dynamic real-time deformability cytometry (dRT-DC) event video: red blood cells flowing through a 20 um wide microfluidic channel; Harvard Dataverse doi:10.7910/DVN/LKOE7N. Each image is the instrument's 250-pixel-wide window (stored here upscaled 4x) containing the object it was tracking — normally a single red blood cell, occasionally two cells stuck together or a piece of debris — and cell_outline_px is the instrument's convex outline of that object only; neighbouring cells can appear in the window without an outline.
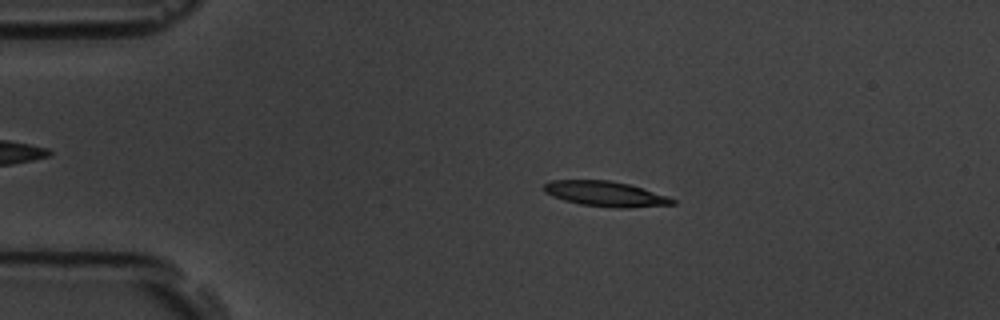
{"species": "common noctule bat (a hibernating species)", "species_latin": "Nyctalus noctula", "temperature_condition": "room temperature", "stored_images_in_passage": 53, "camera_frame_rate_fps": 3000, "um_per_image_px": 0.085, "animal": {"sex": "male", "body_mass_g": 19.5, "forearm_length_mm": 54.6}, "frame": {"image": 1, "passage_image": 10, "time_ms": 3.0, "image_size_px": [1000, 320], "cell_outline_px": [[676, 204], [628, 208], [620, 208], [580, 204], [564, 200], [552, 196], [544, 192], [544, 184], [552, 180], [608, 180], [628, 184], [668, 196], [676, 200]], "centroid_in_image_um": [51.47, 16.48], "position_along_channel_um": 33.5, "area_um2": 18.73}}
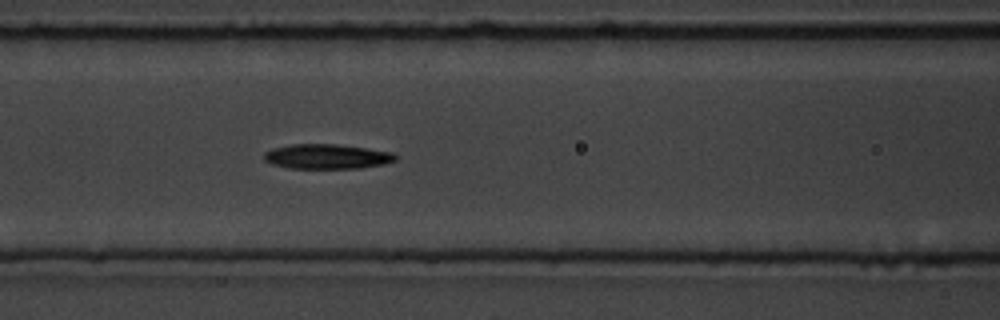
{"frame": {"image": 2, "passage_image": 22, "time_ms": 7.0, "image_size_px": [1000, 320], "cell_outline_px": [[400, 156], [396, 160], [384, 164], [360, 168], [292, 168], [272, 164], [264, 160], [264, 152], [272, 148], [292, 144], [336, 144], [368, 148], [392, 152]], "centroid_in_image_um": [27.82, 13.3], "position_along_channel_um": 138.8, "area_um2": 19.07}}
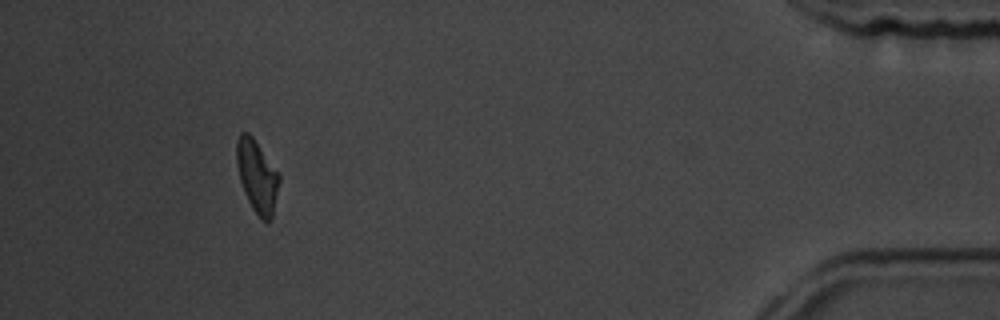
{"frame": {"image": 3, "passage_image": 49, "time_ms": 16.0, "image_size_px": [1000, 320], "cell_outline_px": [[280, 180], [272, 216], [268, 220], [260, 220], [252, 208], [244, 192], [240, 180], [236, 164], [236, 140], [240, 132], [248, 132], [252, 136], [280, 176]], "centroid_in_image_um": [21.82, 14.97], "position_along_channel_um": 413.4, "area_um2": 17.74}, "authors_computed_cell_mechanics": {"area_um2": 18.2648, "velocity_mm_per_s": 3.7618, "shape_relaxation_time_tau1_ms": 2.7538, "shape_relaxation_time_tau2_ms": 8.8298, "deformation_change_tau1": 0.1628, "deformation_change_tau2": 0.2004}}